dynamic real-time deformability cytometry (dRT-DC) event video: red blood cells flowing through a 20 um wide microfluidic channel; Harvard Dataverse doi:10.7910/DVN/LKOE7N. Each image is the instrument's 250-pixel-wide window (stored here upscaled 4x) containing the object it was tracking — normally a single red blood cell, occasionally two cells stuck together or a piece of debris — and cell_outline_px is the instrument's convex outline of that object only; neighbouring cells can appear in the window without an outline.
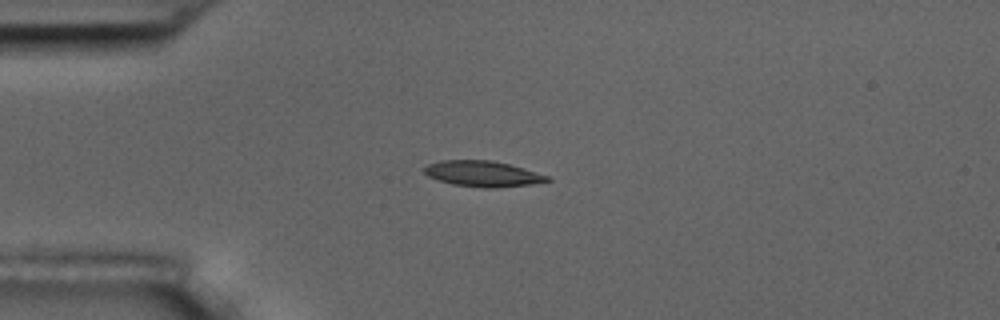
{"species": "common noctule bat (a hibernating species)", "species_latin": "Nyctalus noctula", "temperature_condition": "room temperature", "stored_images_in_passage": 8, "camera_frame_rate_fps": 3000, "um_per_image_px": 0.085, "animal": {"sex": "male", "body_mass_g": 17.5, "forearm_length_mm": 52.3}, "frame": {"image": 1, "passage_image": 1, "time_ms": 0.0, "image_size_px": [1000, 320], "cell_outline_px": [[552, 180], [532, 184], [496, 188], [484, 188], [452, 184], [428, 176], [424, 172], [424, 168], [428, 164], [440, 160], [492, 160], [524, 168], [548, 176]], "centroid_in_image_um": [41.04, 14.77], "position_along_channel_um": 44.0, "area_um2": 18.38}}
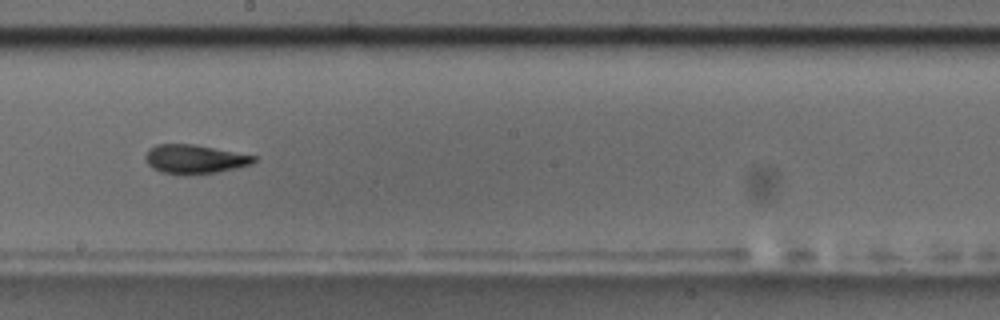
{"frame": {"image": 2, "passage_image": 6, "time_ms": 5.667, "image_size_px": [1000, 320], "cell_outline_px": [[256, 160], [252, 164], [236, 168], [216, 172], [188, 176], [180, 176], [160, 172], [152, 168], [144, 160], [144, 156], [148, 148], [156, 144], [192, 144], [256, 156]], "centroid_in_image_um": [16.47, 13.55], "position_along_channel_um": 231.7, "area_um2": 18.61}}
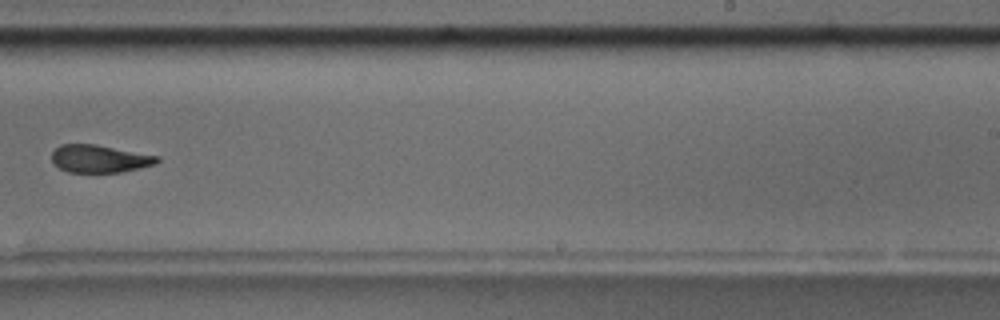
{"frame": {"image": 3, "passage_image": 7, "time_ms": 7.0, "image_size_px": [1000, 320], "cell_outline_px": [[160, 160], [156, 164], [140, 168], [120, 172], [68, 172], [52, 164], [52, 152], [60, 144], [96, 144], [160, 156]], "centroid_in_image_um": [8.47, 13.49], "position_along_channel_um": 280.5, "area_um2": 17.11}}